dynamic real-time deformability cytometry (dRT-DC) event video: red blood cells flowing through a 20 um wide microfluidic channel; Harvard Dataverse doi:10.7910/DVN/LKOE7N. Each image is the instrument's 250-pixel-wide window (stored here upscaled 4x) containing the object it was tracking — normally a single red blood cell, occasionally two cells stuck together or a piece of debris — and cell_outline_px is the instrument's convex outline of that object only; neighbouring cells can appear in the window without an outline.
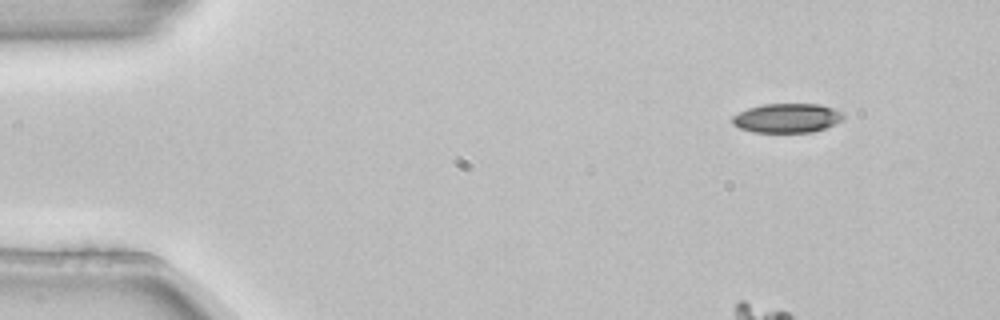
{"species": "common noctule bat (a hibernating species)", "species_latin": "Nyctalus noctula", "temperature_condition": "room temperature", "stored_images_in_passage": 5, "segment_of_instrument_passage": [2, 2], "camera_frame_rate_fps": 3000, "um_per_image_px": 0.085, "animal": {"sex": "female", "body_mass_g": 22.7, "forearm_length_mm": 54.2}, "frame": {"image": 1, "passage_image": 5, "time_ms": 1.333, "image_size_px": [1000, 320], "cell_outline_px": [[844, 116], [840, 120], [824, 128], [812, 132], [752, 132], [740, 128], [732, 124], [732, 116], [748, 108], [764, 104], [820, 104], [832, 108], [840, 112]], "centroid_in_image_um": [66.85, 10.03], "position_along_channel_um": 18.2, "area_um2": 18.67}}